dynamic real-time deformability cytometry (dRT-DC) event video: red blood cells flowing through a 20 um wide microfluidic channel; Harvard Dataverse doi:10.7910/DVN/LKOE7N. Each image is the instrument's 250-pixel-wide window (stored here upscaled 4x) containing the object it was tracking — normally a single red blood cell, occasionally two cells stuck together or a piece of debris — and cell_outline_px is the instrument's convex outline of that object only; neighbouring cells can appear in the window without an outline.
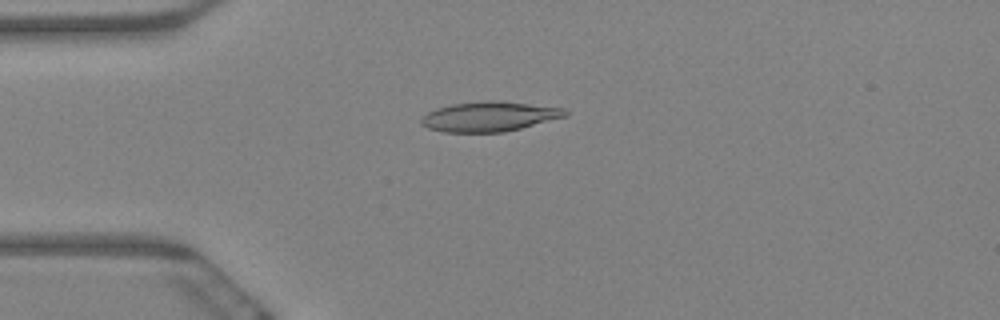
{"species": "Egyptian fruit bat (a non-hibernating species)", "species_latin": "Rousettus aegyptiacus", "temperature_condition": "warm", "stored_images_in_passage": 54, "camera_frame_rate_fps": 3000, "um_per_image_px": 0.085, "animal": {"sex": "female"}, "frame": {"image": 1, "passage_image": 8, "time_ms": 2.333, "image_size_px": [1000, 320], "cell_outline_px": [[568, 116], [504, 132], [444, 132], [428, 128], [420, 124], [420, 120], [428, 112], [436, 108], [452, 104], [484, 100], [496, 100], [564, 108], [568, 112]], "centroid_in_image_um": [41.58, 9.9], "position_along_channel_um": 43.4, "area_um2": 25.03}}
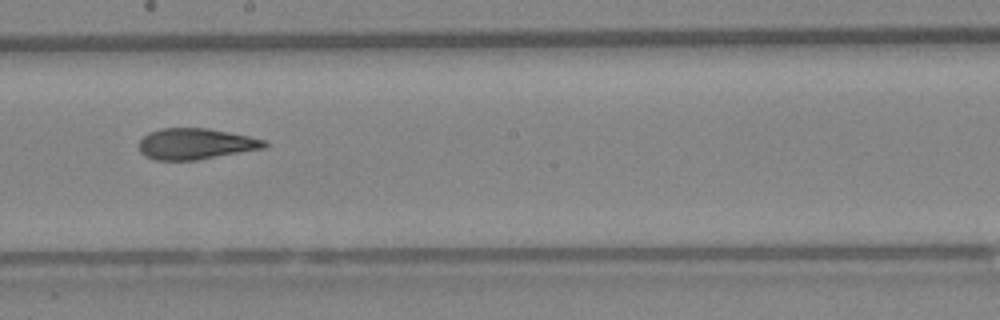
{"frame": {"image": 2, "passage_image": 27, "time_ms": 8.667, "image_size_px": [1000, 320], "cell_outline_px": [[268, 144], [264, 148], [196, 160], [156, 160], [144, 156], [140, 152], [140, 140], [148, 132], [164, 128], [208, 128], [268, 140]], "centroid_in_image_um": [16.63, 12.23], "position_along_channel_um": 231.6, "area_um2": 22.6}}
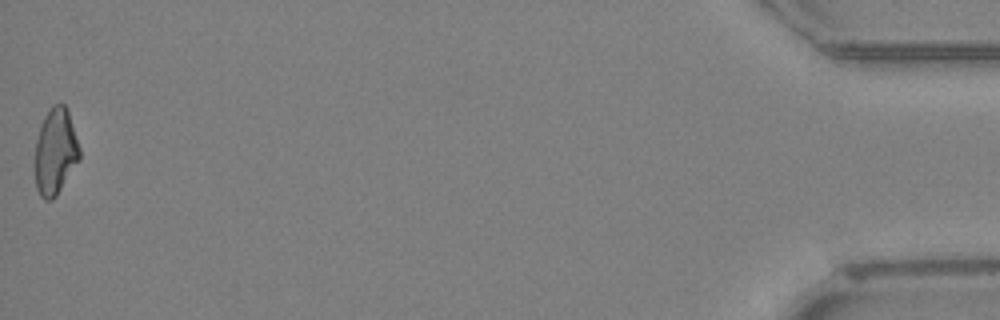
{"frame": {"image": 3, "passage_image": 54, "time_ms": 17.667, "image_size_px": [1000, 320], "cell_outline_px": [[80, 160], [56, 196], [52, 200], [44, 200], [40, 196], [36, 188], [36, 140], [40, 124], [44, 116], [52, 104], [64, 104], [68, 108], [80, 148]], "centroid_in_image_um": [4.73, 12.87], "position_along_channel_um": 430.5, "area_um2": 22.6}, "authors_computed_cell_mechanics": {"area_um2": 23.1489, "velocity_mm_per_s": 3.3072, "shape_relaxation_time_tau1_ms": null, "shape_relaxation_time_tau2_ms": 3.7389, "deformation_change_tau1": null, "deformation_change_tau2": 0.1116}}